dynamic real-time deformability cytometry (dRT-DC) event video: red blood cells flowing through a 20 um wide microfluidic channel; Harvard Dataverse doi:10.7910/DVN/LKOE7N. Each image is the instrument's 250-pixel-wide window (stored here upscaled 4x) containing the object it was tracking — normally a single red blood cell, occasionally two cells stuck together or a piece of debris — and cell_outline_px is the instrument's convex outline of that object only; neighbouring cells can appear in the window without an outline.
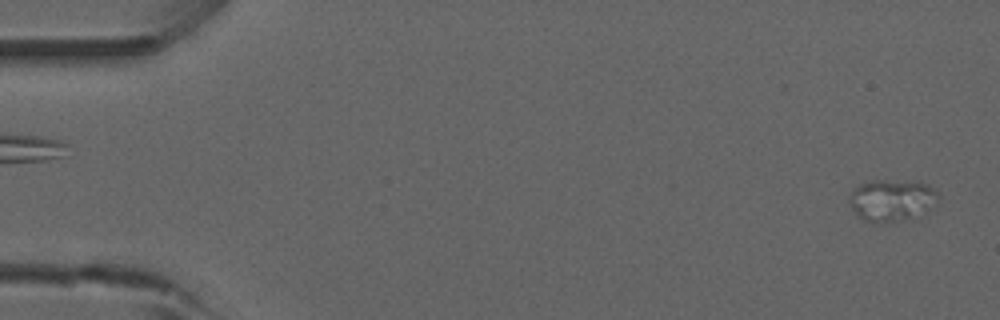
{"species": "common noctule bat (a hibernating species)", "species_latin": "Nyctalus noctula", "temperature_condition": "room temperature", "stored_images_in_passage": 5, "camera_frame_rate_fps": 3000, "um_per_image_px": 0.085, "animal": {"sex": "male", "forearm_length_mm": 52.5}, "frame": {"image": 1, "passage_image": 1, "time_ms": 0.0, "image_size_px": [1000, 320], "cell_outline_px": [[940, 196], [928, 212], [892, 220], [864, 220], [852, 208], [848, 200], [848, 196], [860, 184], [872, 180], [916, 180], [928, 184], [940, 192]], "centroid_in_image_um": [75.86, 16.93], "position_along_channel_um": 9.1, "area_um2": 21.27}}